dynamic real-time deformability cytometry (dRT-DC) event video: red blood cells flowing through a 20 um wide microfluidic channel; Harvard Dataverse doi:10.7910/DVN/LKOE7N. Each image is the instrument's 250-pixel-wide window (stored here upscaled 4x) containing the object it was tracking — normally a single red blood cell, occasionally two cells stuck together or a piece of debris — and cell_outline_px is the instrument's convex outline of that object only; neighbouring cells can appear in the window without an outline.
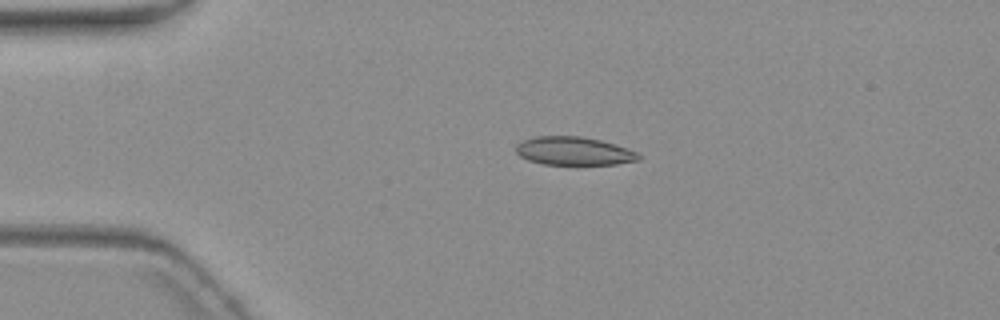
{"species": "common noctule bat (a hibernating species)", "species_latin": "Nyctalus noctula", "temperature_condition": "warm", "stored_images_in_passage": 5, "camera_frame_rate_fps": 3000, "um_per_image_px": 0.085, "animal": {"sex": "female", "body_mass_g": 19.3, "forearm_length_mm": 54.1}, "frame": {"image": 1, "passage_image": 4, "time_ms": 4.0, "image_size_px": [1000, 320], "cell_outline_px": [[640, 160], [616, 164], [544, 164], [528, 160], [520, 156], [516, 152], [516, 144], [520, 140], [536, 136], [580, 136], [600, 140], [616, 144], [636, 152], [640, 156]], "centroid_in_image_um": [48.74, 12.83], "position_along_channel_um": 36.3, "area_um2": 20.23}}